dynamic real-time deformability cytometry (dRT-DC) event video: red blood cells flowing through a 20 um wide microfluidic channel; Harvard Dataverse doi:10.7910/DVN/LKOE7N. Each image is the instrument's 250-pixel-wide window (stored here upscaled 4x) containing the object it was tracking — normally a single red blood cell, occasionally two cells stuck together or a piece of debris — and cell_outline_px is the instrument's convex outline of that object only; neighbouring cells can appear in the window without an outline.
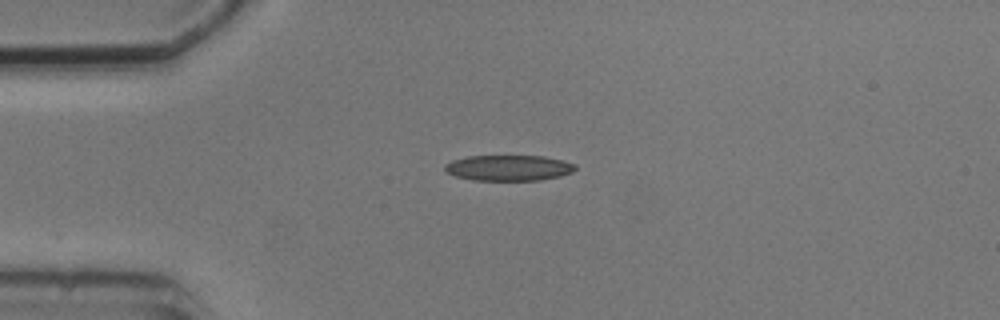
{"species": "common noctule bat (a hibernating species)", "species_latin": "Nyctalus noctula", "temperature_condition": "cold", "stored_images_in_passage": 2, "camera_frame_rate_fps": 3000, "um_per_image_px": 0.085, "animal": {"sex": "male", "body_mass_g": 20.5, "forearm_length_mm": 52.5}, "frame": {"image": 1, "passage_image": 2, "time_ms": 2.0, "image_size_px": [1000, 320], "cell_outline_px": [[576, 168], [572, 172], [560, 176], [540, 180], [472, 180], [456, 176], [448, 172], [444, 168], [444, 164], [452, 160], [468, 156], [544, 156], [576, 164]], "centroid_in_image_um": [43.23, 14.27], "position_along_channel_um": 41.8, "area_um2": 19.42}}